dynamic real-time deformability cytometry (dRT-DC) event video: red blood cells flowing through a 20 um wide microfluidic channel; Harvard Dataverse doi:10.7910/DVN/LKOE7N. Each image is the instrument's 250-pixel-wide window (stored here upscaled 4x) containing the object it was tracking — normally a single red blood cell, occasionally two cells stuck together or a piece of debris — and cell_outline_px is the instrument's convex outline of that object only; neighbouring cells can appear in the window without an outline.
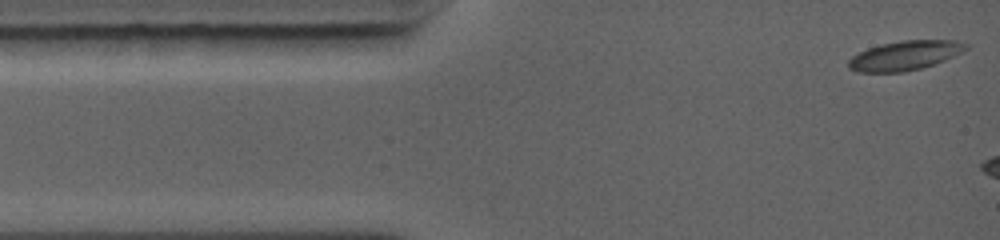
{"species": "common noctule bat (a hibernating species)", "species_latin": "Nyctalus noctula", "temperature_condition": "warm", "stored_images_in_passage": 7, "camera_frame_rate_fps": 5000, "um_per_image_px": 0.085, "animal": {"sex": "female", "body_mass_g": 19.0, "forearm_length_mm": 56.7}, "frame": {"image": 1, "passage_image": 1, "time_ms": 0.0, "image_size_px": [1000, 240], "cell_outline_px": [[968, 48], [964, 52], [944, 60], [920, 68], [904, 72], [856, 72], [848, 68], [848, 60], [852, 56], [868, 48], [880, 44], [900, 40], [956, 40], [968, 44]], "centroid_in_image_um": [76.91, 4.71], "position_along_channel_um": 8.1, "area_um2": 20.17}}